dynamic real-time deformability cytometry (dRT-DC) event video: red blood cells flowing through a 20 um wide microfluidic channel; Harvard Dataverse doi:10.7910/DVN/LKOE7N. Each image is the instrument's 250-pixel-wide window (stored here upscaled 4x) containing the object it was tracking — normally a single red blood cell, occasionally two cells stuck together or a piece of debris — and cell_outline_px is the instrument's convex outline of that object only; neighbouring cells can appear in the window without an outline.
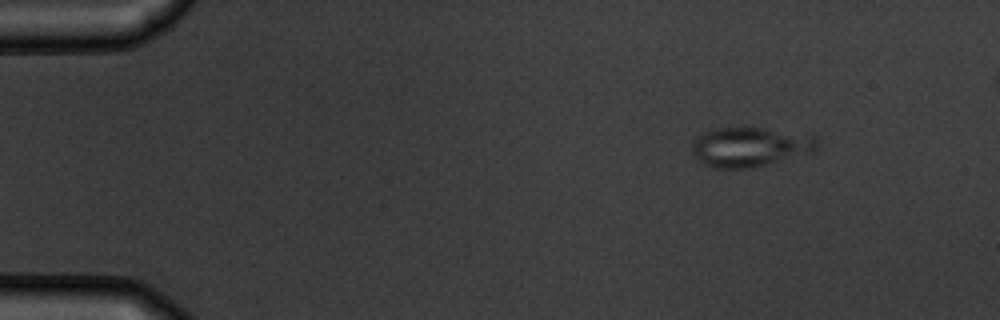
{"species": "common noctule bat (a hibernating species)", "species_latin": "Nyctalus noctula", "temperature_condition": "warm", "stored_images_in_passage": 8, "camera_frame_rate_fps": 3000, "um_per_image_px": 0.085, "animal": {"sex": "male", "body_mass_g": 19.5, "forearm_length_mm": 54.6}, "frame": {"image": 1, "passage_image": 2, "time_ms": 1.0, "image_size_px": [1000, 320], "cell_outline_px": [[820, 144], [816, 152], [752, 168], [712, 168], [704, 164], [692, 152], [692, 144], [704, 132], [716, 128], [764, 128], [816, 136]], "centroid_in_image_um": [63.82, 12.5], "position_along_channel_um": 21.2, "area_um2": 28.84}}